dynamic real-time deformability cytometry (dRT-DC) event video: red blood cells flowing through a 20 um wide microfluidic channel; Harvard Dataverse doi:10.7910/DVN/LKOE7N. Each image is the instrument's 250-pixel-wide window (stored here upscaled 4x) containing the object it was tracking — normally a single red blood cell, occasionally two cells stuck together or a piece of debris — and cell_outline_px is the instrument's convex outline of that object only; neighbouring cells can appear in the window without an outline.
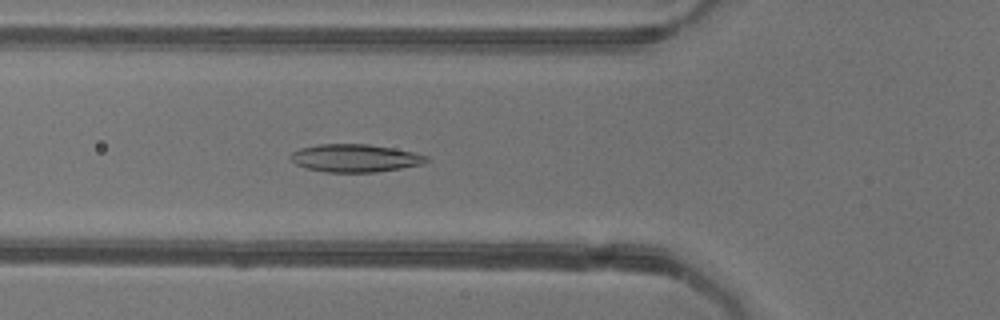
{"species": "common noctule bat (a hibernating species)", "species_latin": "Nyctalus noctula", "temperature_condition": "warm", "stored_images_in_passage": 49, "camera_frame_rate_fps": 3000, "um_per_image_px": 0.085, "animal": {"sex": "female"}, "frame": {"image": 1, "passage_image": 15, "time_ms": 4.667, "image_size_px": [1000, 320], "cell_outline_px": [[432, 160], [424, 164], [376, 172], [324, 172], [308, 168], [296, 164], [288, 156], [292, 152], [300, 148], [320, 144], [368, 144], [392, 148], [412, 152], [428, 156]], "centroid_in_image_um": [30.2, 13.44], "position_along_channel_um": 95.6, "area_um2": 22.02}}
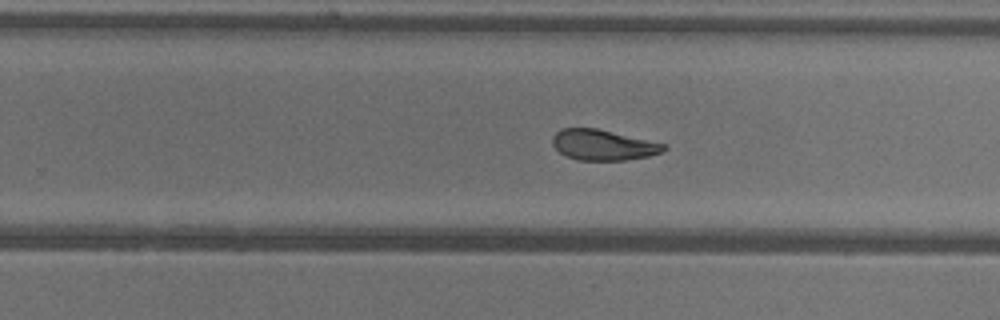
{"frame": {"image": 2, "passage_image": 29, "time_ms": 9.333, "image_size_px": [1000, 320], "cell_outline_px": [[668, 148], [664, 152], [648, 156], [624, 160], [576, 160], [560, 152], [552, 144], [552, 136], [560, 128], [596, 128], [664, 144]], "centroid_in_image_um": [51.24, 12.32], "position_along_channel_um": 278.6, "area_um2": 19.65}}
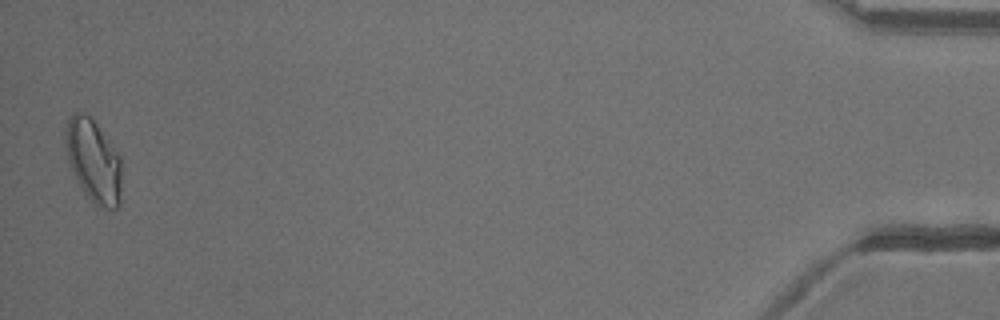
{"frame": {"image": 3, "passage_image": 48, "time_ms": 15.667, "image_size_px": [1000, 320], "cell_outline_px": [[120, 204], [112, 212], [96, 204], [84, 192], [76, 180], [68, 160], [64, 144], [64, 132], [68, 116], [72, 112], [80, 112], [92, 116], [120, 156]], "centroid_in_image_um": [7.91, 13.63], "position_along_channel_um": 427.3, "area_um2": 27.46}, "authors_computed_cell_mechanics": {"area_um2": 21.7906, "velocity_mm_per_s": 3.92, "shape_relaxation_time_tau1_ms": null, "shape_relaxation_time_tau2_ms": 3.6417, "deformation_change_tau1": null, "deformation_change_tau2": 0.0905}}